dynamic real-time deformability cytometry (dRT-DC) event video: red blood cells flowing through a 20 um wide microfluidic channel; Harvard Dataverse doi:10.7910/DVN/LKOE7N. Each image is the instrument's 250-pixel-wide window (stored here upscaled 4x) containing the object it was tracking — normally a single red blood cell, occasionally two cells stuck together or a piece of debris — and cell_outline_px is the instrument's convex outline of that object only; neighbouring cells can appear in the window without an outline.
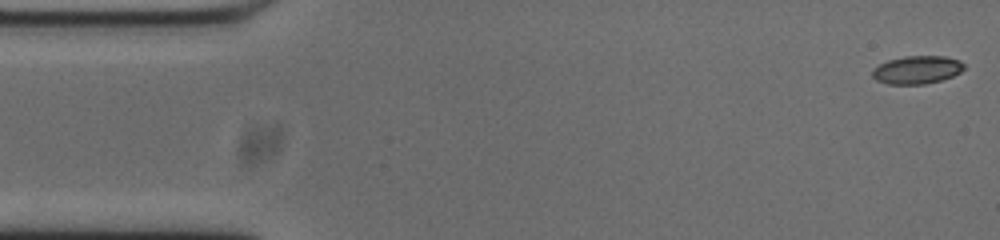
{"species": "common noctule bat (a hibernating species)", "species_latin": "Nyctalus noctula", "temperature_condition": "cold", "stored_images_in_passage": 53, "camera_frame_rate_fps": 3000, "um_per_image_px": 0.085, "animal": {"sex": "male", "body_mass_g": 20.0, "forearm_length_mm": 53.3}, "frame": {"image": 1, "passage_image": 1, "time_ms": 0.0, "image_size_px": [1000, 240], "cell_outline_px": [[964, 68], [960, 72], [952, 76], [940, 80], [924, 84], [888, 84], [876, 80], [872, 76], [872, 68], [888, 60], [904, 56], [944, 56], [960, 60], [964, 64]], "centroid_in_image_um": [77.92, 5.93], "position_along_channel_um": 7.1, "area_um2": 14.97}}
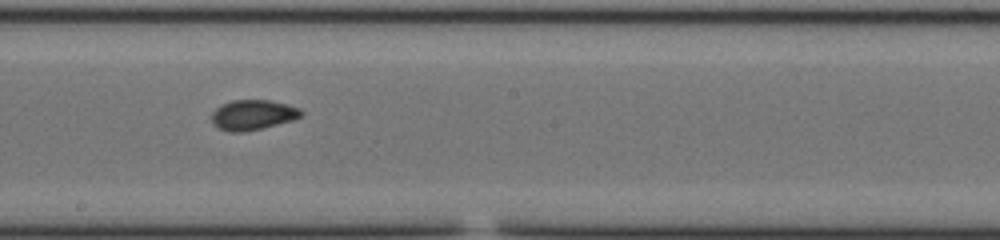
{"frame": {"image": 2, "passage_image": 28, "time_ms": 9.0, "image_size_px": [1000, 240], "cell_outline_px": [[304, 112], [300, 116], [292, 120], [244, 132], [228, 132], [212, 124], [212, 112], [216, 108], [232, 100], [272, 100], [288, 104], [300, 108]], "centroid_in_image_um": [21.49, 9.75], "position_along_channel_um": 226.7, "area_um2": 15.61}}
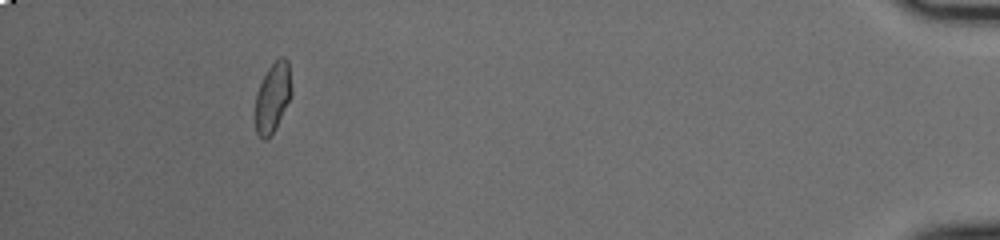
{"frame": {"image": 3, "passage_image": 49, "time_ms": 16.0, "image_size_px": [1000, 240], "cell_outline_px": [[292, 92], [276, 128], [264, 140], [256, 132], [256, 92], [268, 68], [280, 56], [284, 56], [288, 60], [292, 88]], "centroid_in_image_um": [23.19, 8.23], "position_along_channel_um": 412.0, "area_um2": 14.45}, "authors_computed_cell_mechanics": {"area_um2": 15.2592, "velocity_mm_per_s": 3.7297, "shape_relaxation_time_tau1_ms": 7.6061, "shape_relaxation_time_tau2_ms": 1.9972, "deformation_change_tau1": 0.1335, "deformation_change_tau2": 0.0595}}